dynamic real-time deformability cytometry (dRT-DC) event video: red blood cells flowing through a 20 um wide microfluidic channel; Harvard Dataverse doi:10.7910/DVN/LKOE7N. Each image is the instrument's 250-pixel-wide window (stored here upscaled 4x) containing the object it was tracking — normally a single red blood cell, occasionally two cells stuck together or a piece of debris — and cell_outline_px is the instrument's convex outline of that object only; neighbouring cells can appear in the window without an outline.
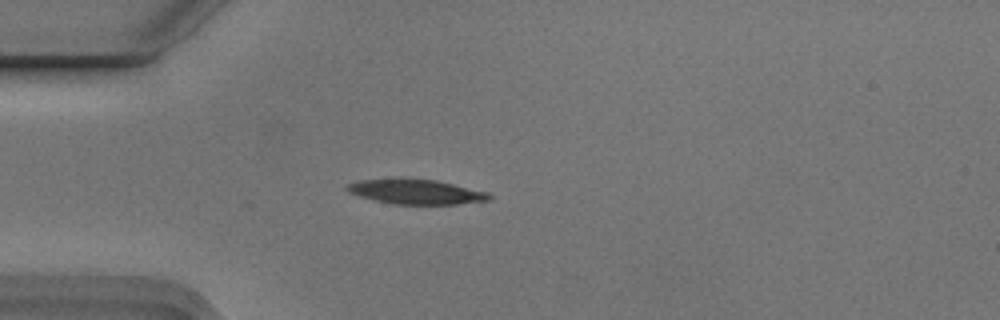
{"species": "Egyptian fruit bat (a non-hibernating species)", "species_latin": "Rousettus aegyptiacus", "temperature_condition": "cold", "stored_images_in_passage": 8, "camera_frame_rate_fps": 3000, "um_per_image_px": 0.085, "animal": {"sex": "male"}, "frame": {"image": 1, "passage_image": 4, "time_ms": 1.0, "image_size_px": [1000, 320], "cell_outline_px": [[492, 200], [456, 204], [392, 204], [372, 200], [348, 192], [344, 188], [344, 184], [360, 180], [436, 180], [488, 192], [492, 196]], "centroid_in_image_um": [35.36, 16.33], "position_along_channel_um": 49.6, "area_um2": 20.17}}